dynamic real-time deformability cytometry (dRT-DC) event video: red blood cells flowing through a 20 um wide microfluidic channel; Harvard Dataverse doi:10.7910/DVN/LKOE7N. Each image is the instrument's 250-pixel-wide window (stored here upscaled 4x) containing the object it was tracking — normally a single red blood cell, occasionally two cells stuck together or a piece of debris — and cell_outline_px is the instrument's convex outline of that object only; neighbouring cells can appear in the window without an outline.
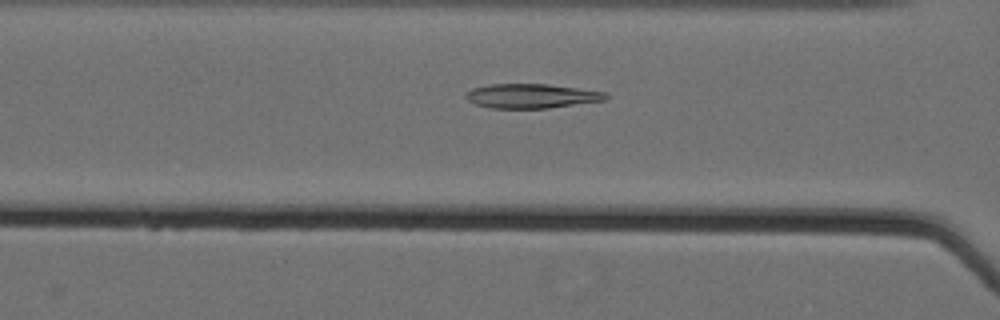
{"species": "Egyptian fruit bat (a non-hibernating species)", "species_latin": "Rousettus aegyptiacus", "temperature_condition": "cold", "stored_images_in_passage": 61, "camera_frame_rate_fps": 3000, "um_per_image_px": 0.085, "animal": {"sex": "female"}, "frame": {"image": 1, "passage_image": 30, "time_ms": 9.667, "image_size_px": [1000, 320], "cell_outline_px": [[608, 96], [604, 100], [548, 108], [492, 108], [476, 104], [468, 100], [464, 96], [464, 92], [472, 88], [488, 84], [548, 84], [608, 92]], "centroid_in_image_um": [45.14, 8.15], "position_along_channel_um": 121.5, "area_um2": 19.88}}
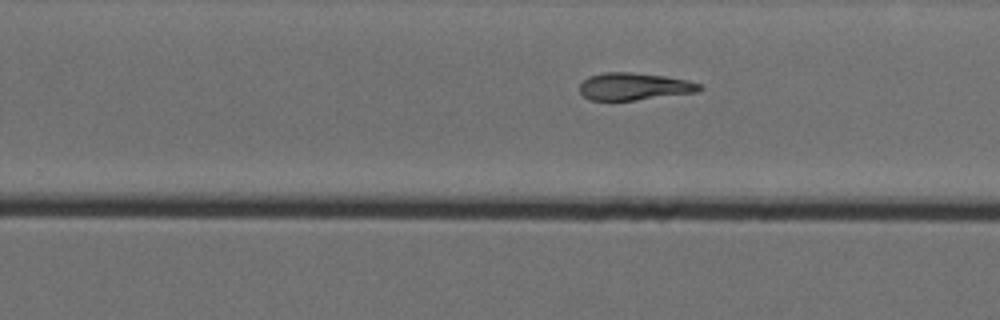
{"frame": {"image": 2, "passage_image": 43, "time_ms": 14.0, "image_size_px": [1000, 320], "cell_outline_px": [[704, 88], [700, 92], [632, 100], [588, 100], [580, 92], [580, 84], [588, 76], [604, 72], [628, 72], [664, 76], [684, 80], [700, 84]], "centroid_in_image_um": [53.89, 7.35], "position_along_channel_um": 275.9, "area_um2": 18.96}}
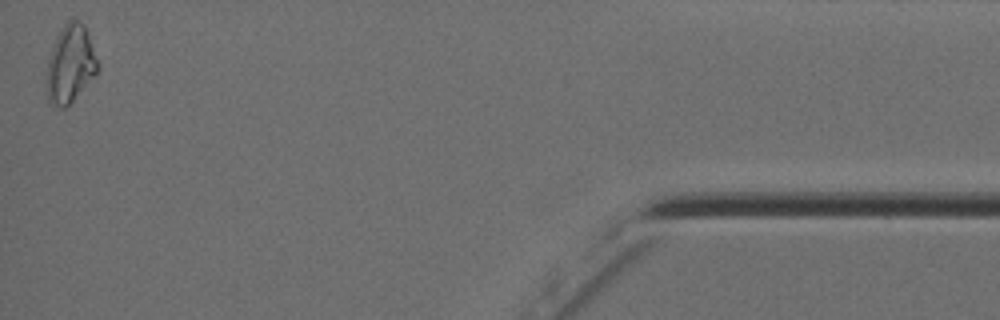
{"frame": {"image": 3, "passage_image": 61, "time_ms": 20.0, "image_size_px": [1000, 320], "cell_outline_px": [[100, 64], [96, 72], [72, 100], [64, 108], [60, 108], [52, 104], [48, 100], [44, 80], [44, 72], [52, 48], [64, 24], [68, 20], [80, 20], [84, 24]], "centroid_in_image_um": [5.94, 5.44], "position_along_channel_um": 429.3, "area_um2": 23.0}}